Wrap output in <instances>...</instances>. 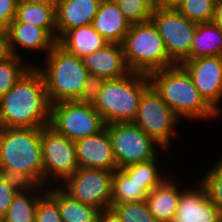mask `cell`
<instances>
[{
  "label": "cell",
  "instance_id": "obj_34",
  "mask_svg": "<svg viewBox=\"0 0 222 222\" xmlns=\"http://www.w3.org/2000/svg\"><path fill=\"white\" fill-rule=\"evenodd\" d=\"M35 222H62L58 204L47 192L38 201Z\"/></svg>",
  "mask_w": 222,
  "mask_h": 222
},
{
  "label": "cell",
  "instance_id": "obj_33",
  "mask_svg": "<svg viewBox=\"0 0 222 222\" xmlns=\"http://www.w3.org/2000/svg\"><path fill=\"white\" fill-rule=\"evenodd\" d=\"M0 177L16 192L34 190L38 184L26 173L18 170H0Z\"/></svg>",
  "mask_w": 222,
  "mask_h": 222
},
{
  "label": "cell",
  "instance_id": "obj_2",
  "mask_svg": "<svg viewBox=\"0 0 222 222\" xmlns=\"http://www.w3.org/2000/svg\"><path fill=\"white\" fill-rule=\"evenodd\" d=\"M148 76L151 86L181 120L219 118L201 98L191 76L181 64L153 71Z\"/></svg>",
  "mask_w": 222,
  "mask_h": 222
},
{
  "label": "cell",
  "instance_id": "obj_43",
  "mask_svg": "<svg viewBox=\"0 0 222 222\" xmlns=\"http://www.w3.org/2000/svg\"><path fill=\"white\" fill-rule=\"evenodd\" d=\"M117 0H100V2H116Z\"/></svg>",
  "mask_w": 222,
  "mask_h": 222
},
{
  "label": "cell",
  "instance_id": "obj_20",
  "mask_svg": "<svg viewBox=\"0 0 222 222\" xmlns=\"http://www.w3.org/2000/svg\"><path fill=\"white\" fill-rule=\"evenodd\" d=\"M179 186L181 187L179 182H175L168 176L147 195L146 201L150 212L157 222H172L180 195L185 190Z\"/></svg>",
  "mask_w": 222,
  "mask_h": 222
},
{
  "label": "cell",
  "instance_id": "obj_17",
  "mask_svg": "<svg viewBox=\"0 0 222 222\" xmlns=\"http://www.w3.org/2000/svg\"><path fill=\"white\" fill-rule=\"evenodd\" d=\"M100 3V0H57V41L71 29L92 24Z\"/></svg>",
  "mask_w": 222,
  "mask_h": 222
},
{
  "label": "cell",
  "instance_id": "obj_6",
  "mask_svg": "<svg viewBox=\"0 0 222 222\" xmlns=\"http://www.w3.org/2000/svg\"><path fill=\"white\" fill-rule=\"evenodd\" d=\"M125 62L131 72L149 75L175 65L151 20L132 24L122 43Z\"/></svg>",
  "mask_w": 222,
  "mask_h": 222
},
{
  "label": "cell",
  "instance_id": "obj_31",
  "mask_svg": "<svg viewBox=\"0 0 222 222\" xmlns=\"http://www.w3.org/2000/svg\"><path fill=\"white\" fill-rule=\"evenodd\" d=\"M213 166L204 172L200 184L206 189L208 198L222 211V154Z\"/></svg>",
  "mask_w": 222,
  "mask_h": 222
},
{
  "label": "cell",
  "instance_id": "obj_3",
  "mask_svg": "<svg viewBox=\"0 0 222 222\" xmlns=\"http://www.w3.org/2000/svg\"><path fill=\"white\" fill-rule=\"evenodd\" d=\"M43 64H34L41 72L51 104L77 100L89 75L82 58L69 53L58 43L45 56Z\"/></svg>",
  "mask_w": 222,
  "mask_h": 222
},
{
  "label": "cell",
  "instance_id": "obj_42",
  "mask_svg": "<svg viewBox=\"0 0 222 222\" xmlns=\"http://www.w3.org/2000/svg\"><path fill=\"white\" fill-rule=\"evenodd\" d=\"M57 0H18V2L56 3Z\"/></svg>",
  "mask_w": 222,
  "mask_h": 222
},
{
  "label": "cell",
  "instance_id": "obj_14",
  "mask_svg": "<svg viewBox=\"0 0 222 222\" xmlns=\"http://www.w3.org/2000/svg\"><path fill=\"white\" fill-rule=\"evenodd\" d=\"M181 193L172 222H222V211L208 198L198 182Z\"/></svg>",
  "mask_w": 222,
  "mask_h": 222
},
{
  "label": "cell",
  "instance_id": "obj_39",
  "mask_svg": "<svg viewBox=\"0 0 222 222\" xmlns=\"http://www.w3.org/2000/svg\"><path fill=\"white\" fill-rule=\"evenodd\" d=\"M98 220L100 222H122L121 218L113 209L101 210Z\"/></svg>",
  "mask_w": 222,
  "mask_h": 222
},
{
  "label": "cell",
  "instance_id": "obj_1",
  "mask_svg": "<svg viewBox=\"0 0 222 222\" xmlns=\"http://www.w3.org/2000/svg\"><path fill=\"white\" fill-rule=\"evenodd\" d=\"M50 112L44 78L36 66H31L0 97L1 127H45L49 125Z\"/></svg>",
  "mask_w": 222,
  "mask_h": 222
},
{
  "label": "cell",
  "instance_id": "obj_19",
  "mask_svg": "<svg viewBox=\"0 0 222 222\" xmlns=\"http://www.w3.org/2000/svg\"><path fill=\"white\" fill-rule=\"evenodd\" d=\"M92 26L109 44H122L131 24L116 2H101Z\"/></svg>",
  "mask_w": 222,
  "mask_h": 222
},
{
  "label": "cell",
  "instance_id": "obj_4",
  "mask_svg": "<svg viewBox=\"0 0 222 222\" xmlns=\"http://www.w3.org/2000/svg\"><path fill=\"white\" fill-rule=\"evenodd\" d=\"M41 128H0V170L22 171L43 186Z\"/></svg>",
  "mask_w": 222,
  "mask_h": 222
},
{
  "label": "cell",
  "instance_id": "obj_26",
  "mask_svg": "<svg viewBox=\"0 0 222 222\" xmlns=\"http://www.w3.org/2000/svg\"><path fill=\"white\" fill-rule=\"evenodd\" d=\"M46 190L47 187L38 185L32 191L17 192L0 222H35L38 201Z\"/></svg>",
  "mask_w": 222,
  "mask_h": 222
},
{
  "label": "cell",
  "instance_id": "obj_28",
  "mask_svg": "<svg viewBox=\"0 0 222 222\" xmlns=\"http://www.w3.org/2000/svg\"><path fill=\"white\" fill-rule=\"evenodd\" d=\"M31 63H26L24 58L15 55L0 62V97L5 95L31 66H34L35 63Z\"/></svg>",
  "mask_w": 222,
  "mask_h": 222
},
{
  "label": "cell",
  "instance_id": "obj_37",
  "mask_svg": "<svg viewBox=\"0 0 222 222\" xmlns=\"http://www.w3.org/2000/svg\"><path fill=\"white\" fill-rule=\"evenodd\" d=\"M16 194L17 192L8 186L0 177V220L7 213Z\"/></svg>",
  "mask_w": 222,
  "mask_h": 222
},
{
  "label": "cell",
  "instance_id": "obj_15",
  "mask_svg": "<svg viewBox=\"0 0 222 222\" xmlns=\"http://www.w3.org/2000/svg\"><path fill=\"white\" fill-rule=\"evenodd\" d=\"M75 148L79 167L106 171L117 170L106 126L97 134L76 140Z\"/></svg>",
  "mask_w": 222,
  "mask_h": 222
},
{
  "label": "cell",
  "instance_id": "obj_35",
  "mask_svg": "<svg viewBox=\"0 0 222 222\" xmlns=\"http://www.w3.org/2000/svg\"><path fill=\"white\" fill-rule=\"evenodd\" d=\"M106 80L107 79L104 77L89 74L84 83L82 92L76 101L94 106Z\"/></svg>",
  "mask_w": 222,
  "mask_h": 222
},
{
  "label": "cell",
  "instance_id": "obj_38",
  "mask_svg": "<svg viewBox=\"0 0 222 222\" xmlns=\"http://www.w3.org/2000/svg\"><path fill=\"white\" fill-rule=\"evenodd\" d=\"M13 56L8 36L5 30L0 29V62H4Z\"/></svg>",
  "mask_w": 222,
  "mask_h": 222
},
{
  "label": "cell",
  "instance_id": "obj_24",
  "mask_svg": "<svg viewBox=\"0 0 222 222\" xmlns=\"http://www.w3.org/2000/svg\"><path fill=\"white\" fill-rule=\"evenodd\" d=\"M222 56V28L213 22L198 23L194 32L189 59Z\"/></svg>",
  "mask_w": 222,
  "mask_h": 222
},
{
  "label": "cell",
  "instance_id": "obj_29",
  "mask_svg": "<svg viewBox=\"0 0 222 222\" xmlns=\"http://www.w3.org/2000/svg\"><path fill=\"white\" fill-rule=\"evenodd\" d=\"M116 3L131 25L149 21L156 8V0H117Z\"/></svg>",
  "mask_w": 222,
  "mask_h": 222
},
{
  "label": "cell",
  "instance_id": "obj_18",
  "mask_svg": "<svg viewBox=\"0 0 222 222\" xmlns=\"http://www.w3.org/2000/svg\"><path fill=\"white\" fill-rule=\"evenodd\" d=\"M89 74L105 79L122 78L129 74L123 53L122 44H107L104 48L89 53L82 58Z\"/></svg>",
  "mask_w": 222,
  "mask_h": 222
},
{
  "label": "cell",
  "instance_id": "obj_30",
  "mask_svg": "<svg viewBox=\"0 0 222 222\" xmlns=\"http://www.w3.org/2000/svg\"><path fill=\"white\" fill-rule=\"evenodd\" d=\"M217 0H183L178 11L196 23L212 22Z\"/></svg>",
  "mask_w": 222,
  "mask_h": 222
},
{
  "label": "cell",
  "instance_id": "obj_11",
  "mask_svg": "<svg viewBox=\"0 0 222 222\" xmlns=\"http://www.w3.org/2000/svg\"><path fill=\"white\" fill-rule=\"evenodd\" d=\"M150 20L164 41L168 57L175 64L189 60L191 42L198 23L190 21L176 9L157 7Z\"/></svg>",
  "mask_w": 222,
  "mask_h": 222
},
{
  "label": "cell",
  "instance_id": "obj_25",
  "mask_svg": "<svg viewBox=\"0 0 222 222\" xmlns=\"http://www.w3.org/2000/svg\"><path fill=\"white\" fill-rule=\"evenodd\" d=\"M147 184L130 178L122 169L113 171L111 185V209L117 204L145 201Z\"/></svg>",
  "mask_w": 222,
  "mask_h": 222
},
{
  "label": "cell",
  "instance_id": "obj_10",
  "mask_svg": "<svg viewBox=\"0 0 222 222\" xmlns=\"http://www.w3.org/2000/svg\"><path fill=\"white\" fill-rule=\"evenodd\" d=\"M49 126L76 141L97 134L105 123L94 106L74 100L51 104Z\"/></svg>",
  "mask_w": 222,
  "mask_h": 222
},
{
  "label": "cell",
  "instance_id": "obj_16",
  "mask_svg": "<svg viewBox=\"0 0 222 222\" xmlns=\"http://www.w3.org/2000/svg\"><path fill=\"white\" fill-rule=\"evenodd\" d=\"M10 49L13 55L23 58L18 51L23 50L25 53L29 52H41L48 55L57 41L44 29L17 21L15 18L11 21L9 26L5 29ZM21 47V48H20Z\"/></svg>",
  "mask_w": 222,
  "mask_h": 222
},
{
  "label": "cell",
  "instance_id": "obj_7",
  "mask_svg": "<svg viewBox=\"0 0 222 222\" xmlns=\"http://www.w3.org/2000/svg\"><path fill=\"white\" fill-rule=\"evenodd\" d=\"M109 133L117 169L158 157L163 147L133 122L105 125Z\"/></svg>",
  "mask_w": 222,
  "mask_h": 222
},
{
  "label": "cell",
  "instance_id": "obj_36",
  "mask_svg": "<svg viewBox=\"0 0 222 222\" xmlns=\"http://www.w3.org/2000/svg\"><path fill=\"white\" fill-rule=\"evenodd\" d=\"M18 0H0V29L5 30L15 18Z\"/></svg>",
  "mask_w": 222,
  "mask_h": 222
},
{
  "label": "cell",
  "instance_id": "obj_8",
  "mask_svg": "<svg viewBox=\"0 0 222 222\" xmlns=\"http://www.w3.org/2000/svg\"><path fill=\"white\" fill-rule=\"evenodd\" d=\"M40 140L43 160V186H54L57 182L61 184L79 168L75 141L56 132L49 125L41 128Z\"/></svg>",
  "mask_w": 222,
  "mask_h": 222
},
{
  "label": "cell",
  "instance_id": "obj_21",
  "mask_svg": "<svg viewBox=\"0 0 222 222\" xmlns=\"http://www.w3.org/2000/svg\"><path fill=\"white\" fill-rule=\"evenodd\" d=\"M46 192L57 202L62 222H96L100 209L77 201L57 183L47 186Z\"/></svg>",
  "mask_w": 222,
  "mask_h": 222
},
{
  "label": "cell",
  "instance_id": "obj_5",
  "mask_svg": "<svg viewBox=\"0 0 222 222\" xmlns=\"http://www.w3.org/2000/svg\"><path fill=\"white\" fill-rule=\"evenodd\" d=\"M151 86L147 74L130 72L122 78L106 80L94 108L105 125L133 122L140 99Z\"/></svg>",
  "mask_w": 222,
  "mask_h": 222
},
{
  "label": "cell",
  "instance_id": "obj_32",
  "mask_svg": "<svg viewBox=\"0 0 222 222\" xmlns=\"http://www.w3.org/2000/svg\"><path fill=\"white\" fill-rule=\"evenodd\" d=\"M122 222H157L147 201L117 204L112 208Z\"/></svg>",
  "mask_w": 222,
  "mask_h": 222
},
{
  "label": "cell",
  "instance_id": "obj_27",
  "mask_svg": "<svg viewBox=\"0 0 222 222\" xmlns=\"http://www.w3.org/2000/svg\"><path fill=\"white\" fill-rule=\"evenodd\" d=\"M159 155L149 161L131 164L122 168V170L130 177L140 184H147V194H149L155 187L160 185L168 174L161 173L159 168ZM164 175V176H163Z\"/></svg>",
  "mask_w": 222,
  "mask_h": 222
},
{
  "label": "cell",
  "instance_id": "obj_23",
  "mask_svg": "<svg viewBox=\"0 0 222 222\" xmlns=\"http://www.w3.org/2000/svg\"><path fill=\"white\" fill-rule=\"evenodd\" d=\"M56 3L18 2L15 19L44 28L56 41Z\"/></svg>",
  "mask_w": 222,
  "mask_h": 222
},
{
  "label": "cell",
  "instance_id": "obj_9",
  "mask_svg": "<svg viewBox=\"0 0 222 222\" xmlns=\"http://www.w3.org/2000/svg\"><path fill=\"white\" fill-rule=\"evenodd\" d=\"M180 118L150 86L142 95L133 123L163 147L170 150Z\"/></svg>",
  "mask_w": 222,
  "mask_h": 222
},
{
  "label": "cell",
  "instance_id": "obj_12",
  "mask_svg": "<svg viewBox=\"0 0 222 222\" xmlns=\"http://www.w3.org/2000/svg\"><path fill=\"white\" fill-rule=\"evenodd\" d=\"M113 171L79 167L59 186L72 198L100 210L111 209Z\"/></svg>",
  "mask_w": 222,
  "mask_h": 222
},
{
  "label": "cell",
  "instance_id": "obj_22",
  "mask_svg": "<svg viewBox=\"0 0 222 222\" xmlns=\"http://www.w3.org/2000/svg\"><path fill=\"white\" fill-rule=\"evenodd\" d=\"M57 43L79 58L100 50L108 44L104 37L93 28L92 24L67 31Z\"/></svg>",
  "mask_w": 222,
  "mask_h": 222
},
{
  "label": "cell",
  "instance_id": "obj_13",
  "mask_svg": "<svg viewBox=\"0 0 222 222\" xmlns=\"http://www.w3.org/2000/svg\"><path fill=\"white\" fill-rule=\"evenodd\" d=\"M191 76L199 95L219 116L222 109V56L199 57L181 63Z\"/></svg>",
  "mask_w": 222,
  "mask_h": 222
},
{
  "label": "cell",
  "instance_id": "obj_40",
  "mask_svg": "<svg viewBox=\"0 0 222 222\" xmlns=\"http://www.w3.org/2000/svg\"><path fill=\"white\" fill-rule=\"evenodd\" d=\"M183 0H156V7L160 9H178Z\"/></svg>",
  "mask_w": 222,
  "mask_h": 222
},
{
  "label": "cell",
  "instance_id": "obj_41",
  "mask_svg": "<svg viewBox=\"0 0 222 222\" xmlns=\"http://www.w3.org/2000/svg\"><path fill=\"white\" fill-rule=\"evenodd\" d=\"M212 22L222 28V0H217Z\"/></svg>",
  "mask_w": 222,
  "mask_h": 222
}]
</instances>
